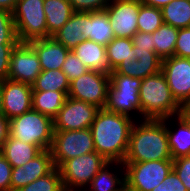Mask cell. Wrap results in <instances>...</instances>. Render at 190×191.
Returning <instances> with one entry per match:
<instances>
[{
  "label": "cell",
  "mask_w": 190,
  "mask_h": 191,
  "mask_svg": "<svg viewBox=\"0 0 190 191\" xmlns=\"http://www.w3.org/2000/svg\"><path fill=\"white\" fill-rule=\"evenodd\" d=\"M134 122L128 116L100 108L90 127L95 151L107 161L123 163Z\"/></svg>",
  "instance_id": "obj_1"
},
{
  "label": "cell",
  "mask_w": 190,
  "mask_h": 191,
  "mask_svg": "<svg viewBox=\"0 0 190 191\" xmlns=\"http://www.w3.org/2000/svg\"><path fill=\"white\" fill-rule=\"evenodd\" d=\"M156 160H172L166 123L163 120H136L123 163Z\"/></svg>",
  "instance_id": "obj_2"
},
{
  "label": "cell",
  "mask_w": 190,
  "mask_h": 191,
  "mask_svg": "<svg viewBox=\"0 0 190 191\" xmlns=\"http://www.w3.org/2000/svg\"><path fill=\"white\" fill-rule=\"evenodd\" d=\"M139 98L143 119L163 120L178 116L182 107L173 97L161 71L142 79Z\"/></svg>",
  "instance_id": "obj_3"
},
{
  "label": "cell",
  "mask_w": 190,
  "mask_h": 191,
  "mask_svg": "<svg viewBox=\"0 0 190 191\" xmlns=\"http://www.w3.org/2000/svg\"><path fill=\"white\" fill-rule=\"evenodd\" d=\"M109 79L110 86L104 109L128 116L135 121L143 120L139 98L142 79L117 74L114 70L109 73Z\"/></svg>",
  "instance_id": "obj_4"
},
{
  "label": "cell",
  "mask_w": 190,
  "mask_h": 191,
  "mask_svg": "<svg viewBox=\"0 0 190 191\" xmlns=\"http://www.w3.org/2000/svg\"><path fill=\"white\" fill-rule=\"evenodd\" d=\"M53 120L31 109L10 120L9 135L41 150H50L53 142Z\"/></svg>",
  "instance_id": "obj_5"
},
{
  "label": "cell",
  "mask_w": 190,
  "mask_h": 191,
  "mask_svg": "<svg viewBox=\"0 0 190 191\" xmlns=\"http://www.w3.org/2000/svg\"><path fill=\"white\" fill-rule=\"evenodd\" d=\"M44 0H18L12 12L20 43H29L47 37Z\"/></svg>",
  "instance_id": "obj_6"
},
{
  "label": "cell",
  "mask_w": 190,
  "mask_h": 191,
  "mask_svg": "<svg viewBox=\"0 0 190 191\" xmlns=\"http://www.w3.org/2000/svg\"><path fill=\"white\" fill-rule=\"evenodd\" d=\"M108 161L96 151L64 161L59 167L64 191H81Z\"/></svg>",
  "instance_id": "obj_7"
},
{
  "label": "cell",
  "mask_w": 190,
  "mask_h": 191,
  "mask_svg": "<svg viewBox=\"0 0 190 191\" xmlns=\"http://www.w3.org/2000/svg\"><path fill=\"white\" fill-rule=\"evenodd\" d=\"M125 191H151L164 181L173 169V160L123 163Z\"/></svg>",
  "instance_id": "obj_8"
},
{
  "label": "cell",
  "mask_w": 190,
  "mask_h": 191,
  "mask_svg": "<svg viewBox=\"0 0 190 191\" xmlns=\"http://www.w3.org/2000/svg\"><path fill=\"white\" fill-rule=\"evenodd\" d=\"M51 154L55 167L64 161L95 151L90 128L83 130L54 131Z\"/></svg>",
  "instance_id": "obj_9"
},
{
  "label": "cell",
  "mask_w": 190,
  "mask_h": 191,
  "mask_svg": "<svg viewBox=\"0 0 190 191\" xmlns=\"http://www.w3.org/2000/svg\"><path fill=\"white\" fill-rule=\"evenodd\" d=\"M109 86V73L89 70L70 82L68 97L104 108Z\"/></svg>",
  "instance_id": "obj_10"
},
{
  "label": "cell",
  "mask_w": 190,
  "mask_h": 191,
  "mask_svg": "<svg viewBox=\"0 0 190 191\" xmlns=\"http://www.w3.org/2000/svg\"><path fill=\"white\" fill-rule=\"evenodd\" d=\"M99 109L91 103L68 97L61 110L53 119L54 131L90 128Z\"/></svg>",
  "instance_id": "obj_11"
},
{
  "label": "cell",
  "mask_w": 190,
  "mask_h": 191,
  "mask_svg": "<svg viewBox=\"0 0 190 191\" xmlns=\"http://www.w3.org/2000/svg\"><path fill=\"white\" fill-rule=\"evenodd\" d=\"M161 72L175 100L190 105V58L172 56L162 60Z\"/></svg>",
  "instance_id": "obj_12"
},
{
  "label": "cell",
  "mask_w": 190,
  "mask_h": 191,
  "mask_svg": "<svg viewBox=\"0 0 190 191\" xmlns=\"http://www.w3.org/2000/svg\"><path fill=\"white\" fill-rule=\"evenodd\" d=\"M42 72L35 50L29 43L18 42L10 55L7 79L32 85Z\"/></svg>",
  "instance_id": "obj_13"
},
{
  "label": "cell",
  "mask_w": 190,
  "mask_h": 191,
  "mask_svg": "<svg viewBox=\"0 0 190 191\" xmlns=\"http://www.w3.org/2000/svg\"><path fill=\"white\" fill-rule=\"evenodd\" d=\"M139 0L111 2L105 8L115 37L132 38L138 31Z\"/></svg>",
  "instance_id": "obj_14"
},
{
  "label": "cell",
  "mask_w": 190,
  "mask_h": 191,
  "mask_svg": "<svg viewBox=\"0 0 190 191\" xmlns=\"http://www.w3.org/2000/svg\"><path fill=\"white\" fill-rule=\"evenodd\" d=\"M32 86L5 79L2 82L3 114L11 120L32 109Z\"/></svg>",
  "instance_id": "obj_15"
},
{
  "label": "cell",
  "mask_w": 190,
  "mask_h": 191,
  "mask_svg": "<svg viewBox=\"0 0 190 191\" xmlns=\"http://www.w3.org/2000/svg\"><path fill=\"white\" fill-rule=\"evenodd\" d=\"M55 168L50 150H42L23 166L12 167L11 191H16L45 176Z\"/></svg>",
  "instance_id": "obj_16"
},
{
  "label": "cell",
  "mask_w": 190,
  "mask_h": 191,
  "mask_svg": "<svg viewBox=\"0 0 190 191\" xmlns=\"http://www.w3.org/2000/svg\"><path fill=\"white\" fill-rule=\"evenodd\" d=\"M38 55L42 71L61 69L70 52L52 36L29 42Z\"/></svg>",
  "instance_id": "obj_17"
},
{
  "label": "cell",
  "mask_w": 190,
  "mask_h": 191,
  "mask_svg": "<svg viewBox=\"0 0 190 191\" xmlns=\"http://www.w3.org/2000/svg\"><path fill=\"white\" fill-rule=\"evenodd\" d=\"M163 121L166 123V133L172 160L189 156L190 127L179 115L165 118Z\"/></svg>",
  "instance_id": "obj_18"
},
{
  "label": "cell",
  "mask_w": 190,
  "mask_h": 191,
  "mask_svg": "<svg viewBox=\"0 0 190 191\" xmlns=\"http://www.w3.org/2000/svg\"><path fill=\"white\" fill-rule=\"evenodd\" d=\"M87 190L125 191L124 164L118 161H108L106 164L103 165V167L98 171L97 175L92 179Z\"/></svg>",
  "instance_id": "obj_19"
},
{
  "label": "cell",
  "mask_w": 190,
  "mask_h": 191,
  "mask_svg": "<svg viewBox=\"0 0 190 191\" xmlns=\"http://www.w3.org/2000/svg\"><path fill=\"white\" fill-rule=\"evenodd\" d=\"M72 52L79 57L89 70L109 73L106 46L98 44L93 40L84 39Z\"/></svg>",
  "instance_id": "obj_20"
},
{
  "label": "cell",
  "mask_w": 190,
  "mask_h": 191,
  "mask_svg": "<svg viewBox=\"0 0 190 191\" xmlns=\"http://www.w3.org/2000/svg\"><path fill=\"white\" fill-rule=\"evenodd\" d=\"M90 12H74L67 23L60 28L52 37L63 44L69 51H72L84 40L86 32V19Z\"/></svg>",
  "instance_id": "obj_21"
},
{
  "label": "cell",
  "mask_w": 190,
  "mask_h": 191,
  "mask_svg": "<svg viewBox=\"0 0 190 191\" xmlns=\"http://www.w3.org/2000/svg\"><path fill=\"white\" fill-rule=\"evenodd\" d=\"M162 59L158 55L139 56L129 63H120L114 71L117 74L144 79L161 71Z\"/></svg>",
  "instance_id": "obj_22"
},
{
  "label": "cell",
  "mask_w": 190,
  "mask_h": 191,
  "mask_svg": "<svg viewBox=\"0 0 190 191\" xmlns=\"http://www.w3.org/2000/svg\"><path fill=\"white\" fill-rule=\"evenodd\" d=\"M42 150L34 145L22 142L20 139L8 136L0 153L12 167L23 166L37 156Z\"/></svg>",
  "instance_id": "obj_23"
},
{
  "label": "cell",
  "mask_w": 190,
  "mask_h": 191,
  "mask_svg": "<svg viewBox=\"0 0 190 191\" xmlns=\"http://www.w3.org/2000/svg\"><path fill=\"white\" fill-rule=\"evenodd\" d=\"M47 37H51L71 18L74 10L68 0H44Z\"/></svg>",
  "instance_id": "obj_24"
},
{
  "label": "cell",
  "mask_w": 190,
  "mask_h": 191,
  "mask_svg": "<svg viewBox=\"0 0 190 191\" xmlns=\"http://www.w3.org/2000/svg\"><path fill=\"white\" fill-rule=\"evenodd\" d=\"M115 38L106 11L90 12L86 19L84 39L93 40L101 45H108Z\"/></svg>",
  "instance_id": "obj_25"
},
{
  "label": "cell",
  "mask_w": 190,
  "mask_h": 191,
  "mask_svg": "<svg viewBox=\"0 0 190 191\" xmlns=\"http://www.w3.org/2000/svg\"><path fill=\"white\" fill-rule=\"evenodd\" d=\"M68 95L59 91H32V109L52 120L61 110Z\"/></svg>",
  "instance_id": "obj_26"
},
{
  "label": "cell",
  "mask_w": 190,
  "mask_h": 191,
  "mask_svg": "<svg viewBox=\"0 0 190 191\" xmlns=\"http://www.w3.org/2000/svg\"><path fill=\"white\" fill-rule=\"evenodd\" d=\"M107 61L109 64V73L113 71L120 63H129L137 60L133 50L132 38L115 37L106 45Z\"/></svg>",
  "instance_id": "obj_27"
},
{
  "label": "cell",
  "mask_w": 190,
  "mask_h": 191,
  "mask_svg": "<svg viewBox=\"0 0 190 191\" xmlns=\"http://www.w3.org/2000/svg\"><path fill=\"white\" fill-rule=\"evenodd\" d=\"M161 11L165 24L177 29L190 27V0H173Z\"/></svg>",
  "instance_id": "obj_28"
},
{
  "label": "cell",
  "mask_w": 190,
  "mask_h": 191,
  "mask_svg": "<svg viewBox=\"0 0 190 191\" xmlns=\"http://www.w3.org/2000/svg\"><path fill=\"white\" fill-rule=\"evenodd\" d=\"M33 91H59L68 95L70 81L61 69L42 71L31 85Z\"/></svg>",
  "instance_id": "obj_29"
},
{
  "label": "cell",
  "mask_w": 190,
  "mask_h": 191,
  "mask_svg": "<svg viewBox=\"0 0 190 191\" xmlns=\"http://www.w3.org/2000/svg\"><path fill=\"white\" fill-rule=\"evenodd\" d=\"M152 35L155 53L162 60L174 56L178 36L177 28L163 23Z\"/></svg>",
  "instance_id": "obj_30"
},
{
  "label": "cell",
  "mask_w": 190,
  "mask_h": 191,
  "mask_svg": "<svg viewBox=\"0 0 190 191\" xmlns=\"http://www.w3.org/2000/svg\"><path fill=\"white\" fill-rule=\"evenodd\" d=\"M137 23L138 32L152 34L164 23L161 9L141 4Z\"/></svg>",
  "instance_id": "obj_31"
},
{
  "label": "cell",
  "mask_w": 190,
  "mask_h": 191,
  "mask_svg": "<svg viewBox=\"0 0 190 191\" xmlns=\"http://www.w3.org/2000/svg\"><path fill=\"white\" fill-rule=\"evenodd\" d=\"M16 191H64L60 171L55 167L45 176Z\"/></svg>",
  "instance_id": "obj_32"
},
{
  "label": "cell",
  "mask_w": 190,
  "mask_h": 191,
  "mask_svg": "<svg viewBox=\"0 0 190 191\" xmlns=\"http://www.w3.org/2000/svg\"><path fill=\"white\" fill-rule=\"evenodd\" d=\"M18 42L12 13L0 10V45L17 44Z\"/></svg>",
  "instance_id": "obj_33"
},
{
  "label": "cell",
  "mask_w": 190,
  "mask_h": 191,
  "mask_svg": "<svg viewBox=\"0 0 190 191\" xmlns=\"http://www.w3.org/2000/svg\"><path fill=\"white\" fill-rule=\"evenodd\" d=\"M133 50L137 59L144 55H157L155 46L153 45V35L147 32H136L132 36Z\"/></svg>",
  "instance_id": "obj_34"
},
{
  "label": "cell",
  "mask_w": 190,
  "mask_h": 191,
  "mask_svg": "<svg viewBox=\"0 0 190 191\" xmlns=\"http://www.w3.org/2000/svg\"><path fill=\"white\" fill-rule=\"evenodd\" d=\"M61 70L70 82L89 71L88 67L72 51L67 54Z\"/></svg>",
  "instance_id": "obj_35"
},
{
  "label": "cell",
  "mask_w": 190,
  "mask_h": 191,
  "mask_svg": "<svg viewBox=\"0 0 190 191\" xmlns=\"http://www.w3.org/2000/svg\"><path fill=\"white\" fill-rule=\"evenodd\" d=\"M74 12L104 11L109 4L108 0H68Z\"/></svg>",
  "instance_id": "obj_36"
},
{
  "label": "cell",
  "mask_w": 190,
  "mask_h": 191,
  "mask_svg": "<svg viewBox=\"0 0 190 191\" xmlns=\"http://www.w3.org/2000/svg\"><path fill=\"white\" fill-rule=\"evenodd\" d=\"M174 56L190 58V27L178 29Z\"/></svg>",
  "instance_id": "obj_37"
},
{
  "label": "cell",
  "mask_w": 190,
  "mask_h": 191,
  "mask_svg": "<svg viewBox=\"0 0 190 191\" xmlns=\"http://www.w3.org/2000/svg\"><path fill=\"white\" fill-rule=\"evenodd\" d=\"M173 170L190 191V155L173 160Z\"/></svg>",
  "instance_id": "obj_38"
},
{
  "label": "cell",
  "mask_w": 190,
  "mask_h": 191,
  "mask_svg": "<svg viewBox=\"0 0 190 191\" xmlns=\"http://www.w3.org/2000/svg\"><path fill=\"white\" fill-rule=\"evenodd\" d=\"M151 191H188L176 172L172 169L163 182Z\"/></svg>",
  "instance_id": "obj_39"
},
{
  "label": "cell",
  "mask_w": 190,
  "mask_h": 191,
  "mask_svg": "<svg viewBox=\"0 0 190 191\" xmlns=\"http://www.w3.org/2000/svg\"><path fill=\"white\" fill-rule=\"evenodd\" d=\"M16 44H1L0 45V82H3L8 77L10 55Z\"/></svg>",
  "instance_id": "obj_40"
},
{
  "label": "cell",
  "mask_w": 190,
  "mask_h": 191,
  "mask_svg": "<svg viewBox=\"0 0 190 191\" xmlns=\"http://www.w3.org/2000/svg\"><path fill=\"white\" fill-rule=\"evenodd\" d=\"M12 166L0 153V191H11Z\"/></svg>",
  "instance_id": "obj_41"
},
{
  "label": "cell",
  "mask_w": 190,
  "mask_h": 191,
  "mask_svg": "<svg viewBox=\"0 0 190 191\" xmlns=\"http://www.w3.org/2000/svg\"><path fill=\"white\" fill-rule=\"evenodd\" d=\"M9 127L10 120L4 114H0V151L9 136Z\"/></svg>",
  "instance_id": "obj_42"
},
{
  "label": "cell",
  "mask_w": 190,
  "mask_h": 191,
  "mask_svg": "<svg viewBox=\"0 0 190 191\" xmlns=\"http://www.w3.org/2000/svg\"><path fill=\"white\" fill-rule=\"evenodd\" d=\"M143 5L156 7L162 9L164 6L172 2L173 0H139Z\"/></svg>",
  "instance_id": "obj_43"
},
{
  "label": "cell",
  "mask_w": 190,
  "mask_h": 191,
  "mask_svg": "<svg viewBox=\"0 0 190 191\" xmlns=\"http://www.w3.org/2000/svg\"><path fill=\"white\" fill-rule=\"evenodd\" d=\"M17 2L18 0H0V10H6L12 13Z\"/></svg>",
  "instance_id": "obj_44"
},
{
  "label": "cell",
  "mask_w": 190,
  "mask_h": 191,
  "mask_svg": "<svg viewBox=\"0 0 190 191\" xmlns=\"http://www.w3.org/2000/svg\"><path fill=\"white\" fill-rule=\"evenodd\" d=\"M190 127V105H184L178 114Z\"/></svg>",
  "instance_id": "obj_45"
},
{
  "label": "cell",
  "mask_w": 190,
  "mask_h": 191,
  "mask_svg": "<svg viewBox=\"0 0 190 191\" xmlns=\"http://www.w3.org/2000/svg\"><path fill=\"white\" fill-rule=\"evenodd\" d=\"M0 114H3L2 82H0Z\"/></svg>",
  "instance_id": "obj_46"
},
{
  "label": "cell",
  "mask_w": 190,
  "mask_h": 191,
  "mask_svg": "<svg viewBox=\"0 0 190 191\" xmlns=\"http://www.w3.org/2000/svg\"><path fill=\"white\" fill-rule=\"evenodd\" d=\"M115 1H120V0H108L109 3L115 2Z\"/></svg>",
  "instance_id": "obj_47"
}]
</instances>
